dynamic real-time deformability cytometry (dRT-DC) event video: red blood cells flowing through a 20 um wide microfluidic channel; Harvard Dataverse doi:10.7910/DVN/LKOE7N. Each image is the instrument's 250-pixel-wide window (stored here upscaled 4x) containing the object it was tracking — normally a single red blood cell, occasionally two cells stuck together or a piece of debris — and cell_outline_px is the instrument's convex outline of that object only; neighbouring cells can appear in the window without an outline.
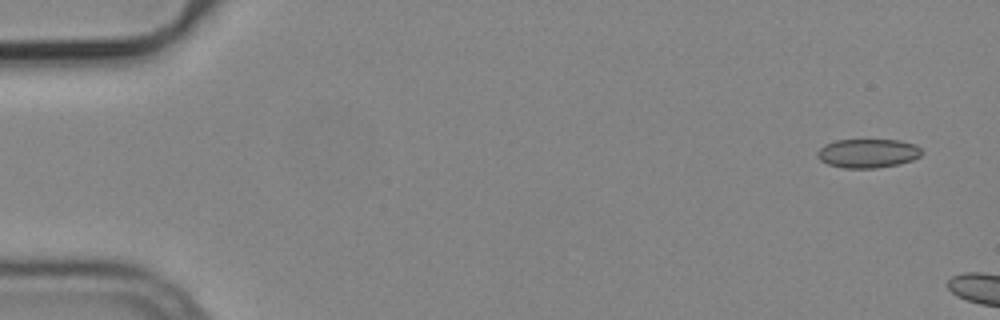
{"species": "common noctule bat (a hibernating species)", "species_latin": "Nyctalus noctula", "temperature_condition": "cold", "stored_images_in_passage": 5, "camera_frame_rate_fps": 3000, "um_per_image_px": 0.085, "animal": {"sex": "male", "body_mass_g": 19.2, "forearm_length_mm": 51.8}, "frame": {"image": 1, "passage_image": 5, "time_ms": 1.333, "image_size_px": [1000, 320], "cell_outline_px": [[924, 152], [920, 156], [912, 160], [900, 164], [876, 168], [844, 168], [828, 164], [820, 160], [816, 156], [816, 152], [824, 144], [836, 140], [900, 140], [916, 144]], "centroid_in_image_um": [73.77, 13.03], "position_along_channel_um": 11.2, "area_um2": 17.8}}